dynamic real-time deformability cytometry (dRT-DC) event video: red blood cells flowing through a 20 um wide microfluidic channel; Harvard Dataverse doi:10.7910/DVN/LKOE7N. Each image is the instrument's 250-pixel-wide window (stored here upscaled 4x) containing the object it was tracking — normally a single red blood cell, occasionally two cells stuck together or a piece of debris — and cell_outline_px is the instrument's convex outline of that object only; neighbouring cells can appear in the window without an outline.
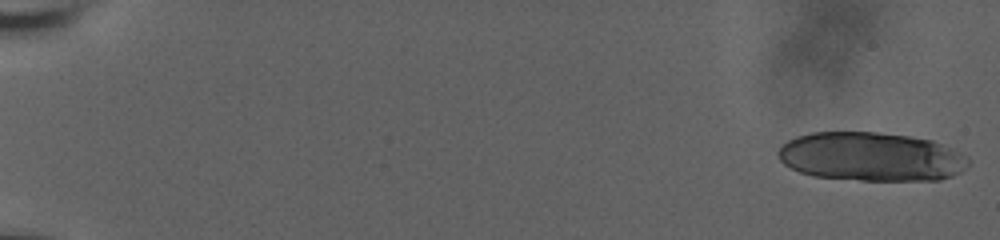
{"species": "human", "species_latin": "Homo sapiens", "temperature_condition": "room temperature", "stored_images_in_passage": 21, "camera_frame_rate_fps": 3000, "um_per_image_px": 0.085, "donor": {"sex": "male"}, "frame": {"image": 1, "passage_image": 1, "time_ms": 0.0, "image_size_px": [1000, 240], "cell_outline_px": [[968, 164], [960, 172], [952, 176], [940, 180], [860, 180], [812, 176], [800, 172], [784, 164], [780, 160], [776, 152], [788, 140], [796, 136], [812, 132], [876, 132], [908, 136], [932, 140], [952, 148], [968, 156]], "centroid_in_image_um": [74.04, 13.32], "position_along_channel_um": 11.0, "area_um2": 54.22}}
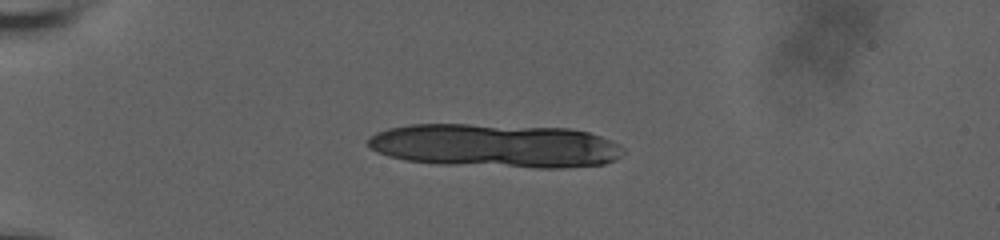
{"frame": {"image": 2, "passage_image": 16, "time_ms": 5.0, "image_size_px": [1000, 240], "cell_outline_px": [[624, 152], [616, 160], [604, 164], [568, 168], [536, 168], [444, 164], [404, 160], [388, 156], [376, 152], [368, 148], [368, 140], [376, 132], [388, 128], [412, 124], [468, 124], [568, 128], [588, 132], [600, 136], [620, 144], [624, 148]], "centroid_in_image_um": [42.12, 12.39], "position_along_channel_um": 42.9, "area_um2": 65.49}}